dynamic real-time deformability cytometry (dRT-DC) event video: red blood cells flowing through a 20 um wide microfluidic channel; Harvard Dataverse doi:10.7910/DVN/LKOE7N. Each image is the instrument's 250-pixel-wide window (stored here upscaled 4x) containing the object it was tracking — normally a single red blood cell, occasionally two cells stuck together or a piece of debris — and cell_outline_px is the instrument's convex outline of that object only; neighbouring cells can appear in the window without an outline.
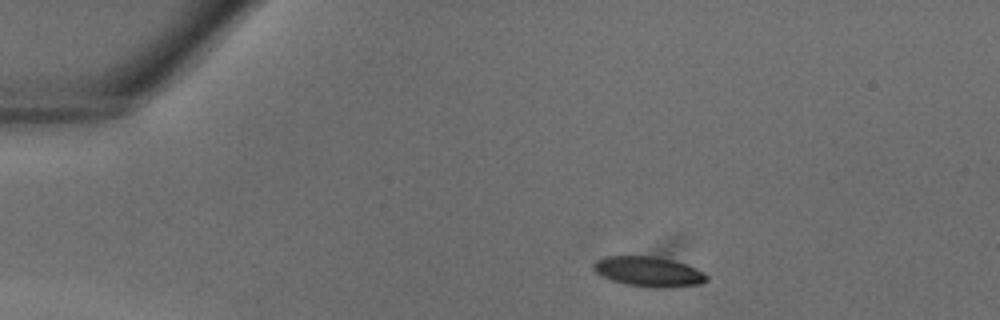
{"species": "common noctule bat (a hibernating species)", "species_latin": "Nyctalus noctula", "temperature_condition": "warm", "stored_images_in_passage": 22, "camera_frame_rate_fps": 3000, "um_per_image_px": 0.085, "animal": {"sex": "male", "body_mass_g": 18.8}, "frame": {"image": 1, "passage_image": 5, "time_ms": 1.333, "image_size_px": [1000, 320], "cell_outline_px": [[708, 280], [700, 284], [660, 288], [656, 288], [628, 284], [612, 280], [596, 272], [592, 268], [592, 264], [596, 260], [604, 256], [672, 236], [680, 236], [708, 276]], "centroid_in_image_um": [55.56, 22.54], "position_along_channel_um": 29.4, "area_um2": 28.67}}
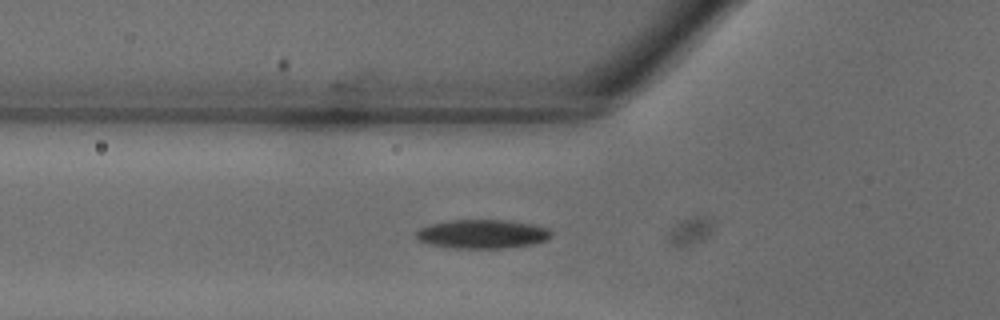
{"frame": {"image": 2, "passage_image": 12, "time_ms": 3.667, "image_size_px": [1000, 320], "cell_outline_px": [[552, 236], [548, 240], [532, 244], [504, 248], [456, 248], [428, 244], [420, 240], [416, 236], [416, 232], [420, 228], [428, 224], [448, 220], [508, 220], [532, 224], [548, 228], [552, 232]], "centroid_in_image_um": [41.02, 19.88], "position_along_channel_um": 84.8, "area_um2": 22.83}}
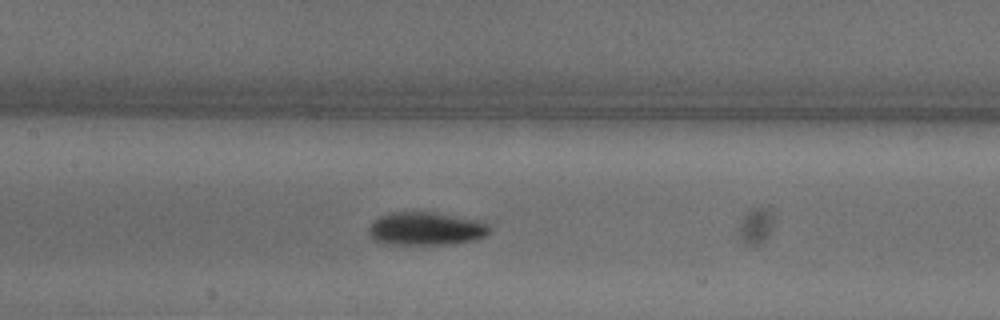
{"frame": {"image": 3, "passage_image": 17, "time_ms": 5.333, "image_size_px": [1000, 320], "cell_outline_px": [[492, 228], [484, 236], [476, 240], [448, 244], [380, 244], [372, 240], [368, 232], [368, 228], [372, 220], [388, 212], [436, 212], [488, 220]], "centroid_in_image_um": [36.24, 19.42], "position_along_channel_um": 171.2, "area_um2": 24.22}}